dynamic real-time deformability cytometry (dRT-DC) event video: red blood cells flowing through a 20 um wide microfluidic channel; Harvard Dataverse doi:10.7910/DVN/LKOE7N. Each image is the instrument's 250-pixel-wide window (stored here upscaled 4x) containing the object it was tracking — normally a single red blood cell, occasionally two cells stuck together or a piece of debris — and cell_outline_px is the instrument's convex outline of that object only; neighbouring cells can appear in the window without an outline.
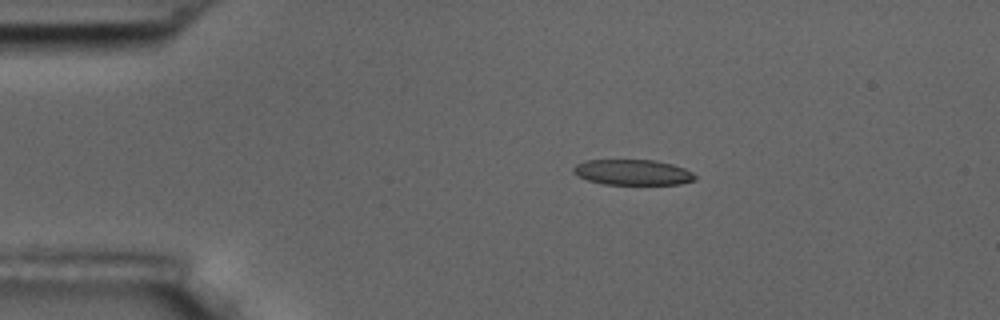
{"species": "common noctule bat (a hibernating species)", "species_latin": "Nyctalus noctula", "temperature_condition": "room temperature", "stored_images_in_passage": 5, "camera_frame_rate_fps": 3000, "um_per_image_px": 0.085, "animal": {"sex": "male", "body_mass_g": 17.5, "forearm_length_mm": 52.3}, "frame": {"image": 1, "passage_image": 2, "time_ms": 2.0, "image_size_px": [1000, 320], "cell_outline_px": [[696, 180], [680, 184], [604, 184], [588, 180], [572, 172], [572, 168], [576, 164], [588, 160], [656, 160], [672, 164], [684, 168], [692, 172], [696, 176]], "centroid_in_image_um": [53.8, 14.64], "position_along_channel_um": 31.2, "area_um2": 18.03}}
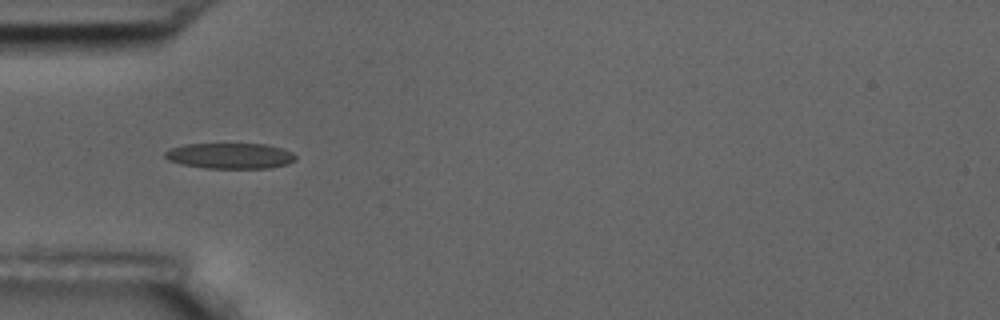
{"frame": {"image": 2, "passage_image": 4, "time_ms": 4.333, "image_size_px": [1000, 320], "cell_outline_px": [[296, 160], [288, 164], [268, 168], [204, 168], [180, 164], [168, 160], [164, 156], [164, 152], [172, 148], [184, 144], [268, 144], [292, 152], [296, 156]], "centroid_in_image_um": [19.55, 13.25], "position_along_channel_um": 65.4, "area_um2": 19.59}}